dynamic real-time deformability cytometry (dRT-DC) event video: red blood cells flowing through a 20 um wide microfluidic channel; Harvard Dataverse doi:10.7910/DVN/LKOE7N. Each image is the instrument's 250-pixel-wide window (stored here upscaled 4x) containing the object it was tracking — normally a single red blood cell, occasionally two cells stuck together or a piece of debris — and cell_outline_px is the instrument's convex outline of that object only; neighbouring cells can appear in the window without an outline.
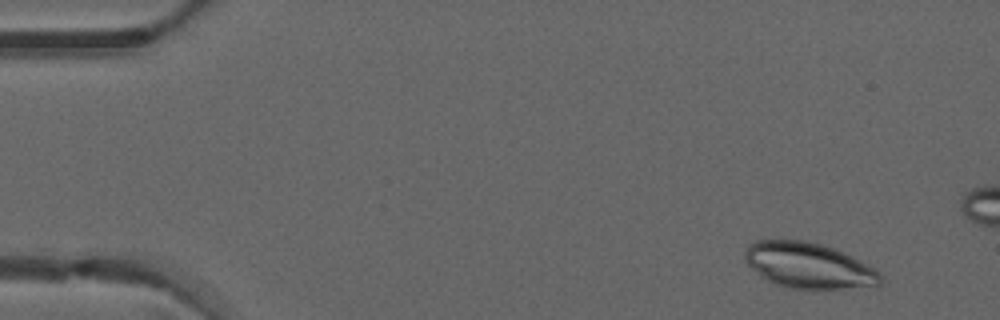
{"species": "common noctule bat (a hibernating species)", "species_latin": "Nyctalus noctula", "temperature_condition": "warm", "stored_images_in_passage": 4, "camera_frame_rate_fps": 3000, "um_per_image_px": 0.085, "animal": {"sex": "male", "forearm_length_mm": 52.5}, "frame": {"image": 1, "passage_image": 1, "time_ms": 0.0, "image_size_px": [1000, 320], "cell_outline_px": [[884, 280], [876, 288], [812, 292], [784, 288], [760, 276], [748, 264], [744, 256], [744, 252], [748, 244], [756, 240], [808, 240], [844, 252], [868, 264], [880, 272]], "centroid_in_image_um": [68.83, 22.65], "position_along_channel_um": 16.2, "area_um2": 37.74}}